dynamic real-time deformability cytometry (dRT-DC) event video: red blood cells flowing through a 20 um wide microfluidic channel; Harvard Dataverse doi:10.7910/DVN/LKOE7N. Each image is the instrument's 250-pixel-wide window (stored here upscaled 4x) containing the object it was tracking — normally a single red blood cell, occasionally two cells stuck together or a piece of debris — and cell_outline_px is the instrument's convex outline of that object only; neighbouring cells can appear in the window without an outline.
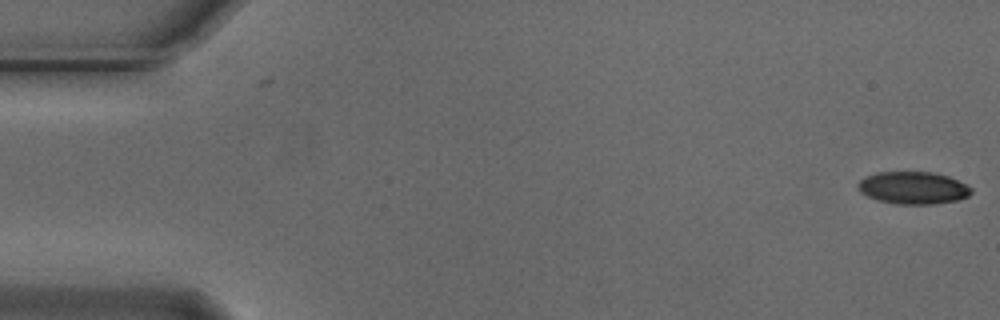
{"species": "Egyptian fruit bat (a non-hibernating species)", "species_latin": "Rousettus aegyptiacus", "temperature_condition": "cold", "stored_images_in_passage": 3, "camera_frame_rate_fps": 3000, "um_per_image_px": 0.085, "animal": {"sex": "male"}, "frame": {"image": 1, "passage_image": 3, "time_ms": 0.667, "image_size_px": [1000, 320], "cell_outline_px": [[972, 192], [968, 196], [956, 200], [932, 204], [896, 204], [876, 200], [860, 192], [856, 184], [860, 180], [876, 172], [932, 172], [948, 176], [972, 188]], "centroid_in_image_um": [77.58, 15.97], "position_along_channel_um": 7.4, "area_um2": 21.27}}